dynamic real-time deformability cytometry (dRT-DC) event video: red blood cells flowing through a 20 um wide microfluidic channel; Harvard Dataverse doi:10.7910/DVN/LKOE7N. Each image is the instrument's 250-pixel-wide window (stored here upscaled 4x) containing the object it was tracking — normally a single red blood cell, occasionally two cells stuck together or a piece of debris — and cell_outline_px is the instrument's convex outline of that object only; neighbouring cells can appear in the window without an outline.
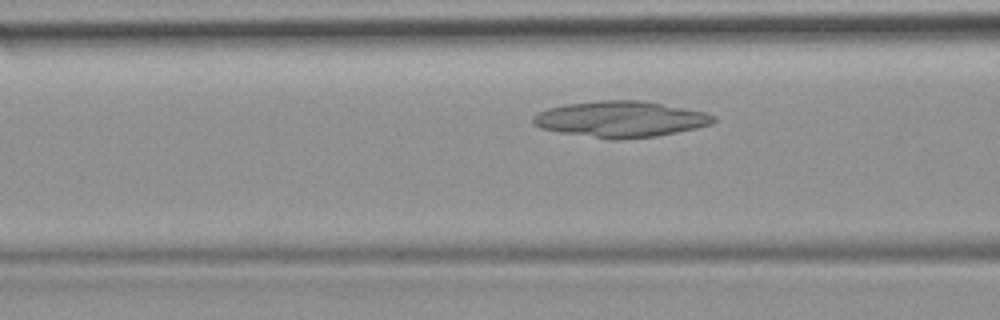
{"species": "common noctule bat (a hibernating species)", "species_latin": "Nyctalus noctula", "temperature_condition": "room temperature", "stored_images_in_passage": 43, "camera_frame_rate_fps": 3000, "um_per_image_px": 0.085, "animal": {"sex": "female", "body_mass_g": 19.9}, "frame": {"image": 1, "passage_image": 12, "time_ms": 3.667, "image_size_px": [1000, 320], "cell_outline_px": [[716, 120], [712, 124], [696, 128], [656, 136], [620, 140], [612, 140], [560, 132], [540, 128], [532, 120], [532, 116], [536, 112], [548, 108], [568, 104], [600, 100], [640, 100], [704, 112], [716, 116]], "centroid_in_image_um": [52.73, 10.13], "position_along_channel_um": 113.9, "area_um2": 37.74}}
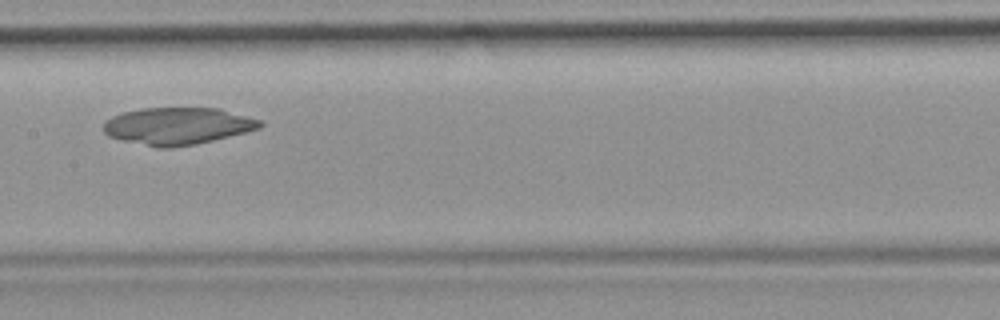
{"frame": {"image": 2, "passage_image": 18, "time_ms": 5.667, "image_size_px": [1000, 320], "cell_outline_px": [[264, 124], [260, 128], [196, 144], [172, 148], [156, 148], [108, 136], [104, 132], [104, 120], [112, 116], [124, 112], [140, 108], [220, 108], [260, 120]], "centroid_in_image_um": [15.07, 10.71], "position_along_channel_um": 192.3, "area_um2": 33.76}}
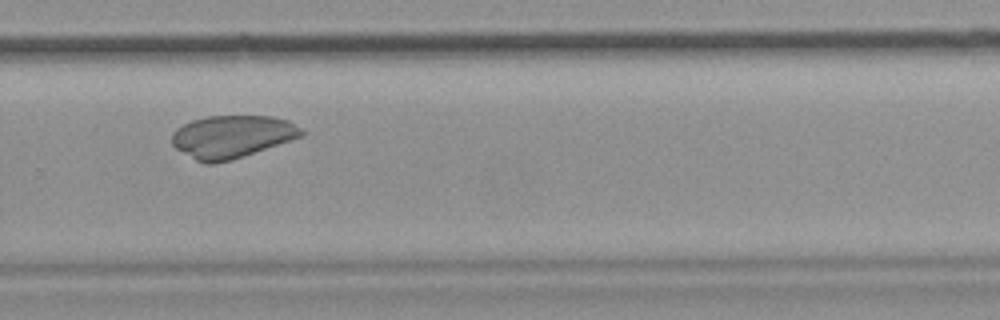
{"frame": {"image": 3, "passage_image": 27, "time_ms": 8.667, "image_size_px": [1000, 320], "cell_outline_px": [[304, 136], [232, 160], [212, 164], [204, 164], [196, 160], [176, 148], [172, 144], [172, 132], [176, 128], [192, 120], [208, 116], [272, 116], [288, 120], [300, 128], [304, 132]], "centroid_in_image_um": [19.72, 11.61], "position_along_channel_um": 310.1, "area_um2": 32.19}}